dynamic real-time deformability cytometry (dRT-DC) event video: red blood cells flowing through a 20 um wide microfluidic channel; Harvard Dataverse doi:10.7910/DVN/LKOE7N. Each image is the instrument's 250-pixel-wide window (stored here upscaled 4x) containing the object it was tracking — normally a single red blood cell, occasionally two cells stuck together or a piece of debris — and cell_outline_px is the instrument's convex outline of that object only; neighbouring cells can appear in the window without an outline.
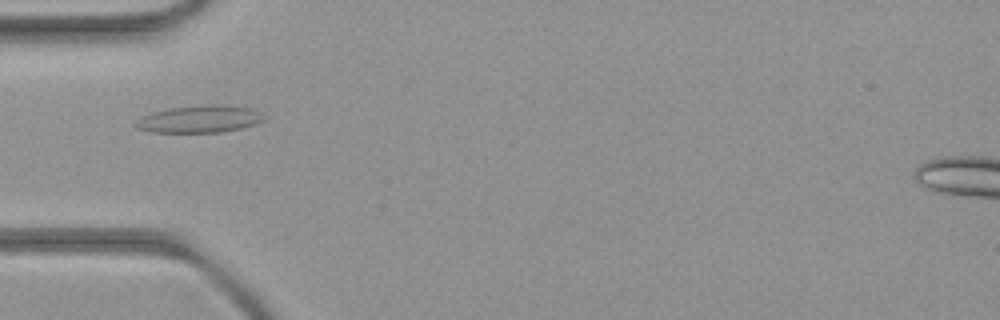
{"species": "common noctule bat (a hibernating species)", "species_latin": "Nyctalus noctula", "temperature_condition": "room temperature", "stored_images_in_passage": 5, "camera_frame_rate_fps": 3000, "um_per_image_px": 0.085, "animal": {"sex": "female", "body_mass_g": 21.9}, "frame": {"image": 1, "passage_image": 5, "time_ms": 5.333, "image_size_px": [1000, 320], "cell_outline_px": [[268, 116], [264, 120], [240, 128], [220, 132], [152, 132], [136, 128], [132, 124], [140, 116], [152, 112], [172, 108], [208, 104], [216, 104], [252, 108]], "centroid_in_image_um": [16.94, 10.11], "position_along_channel_um": 68.1, "area_um2": 20.4}}